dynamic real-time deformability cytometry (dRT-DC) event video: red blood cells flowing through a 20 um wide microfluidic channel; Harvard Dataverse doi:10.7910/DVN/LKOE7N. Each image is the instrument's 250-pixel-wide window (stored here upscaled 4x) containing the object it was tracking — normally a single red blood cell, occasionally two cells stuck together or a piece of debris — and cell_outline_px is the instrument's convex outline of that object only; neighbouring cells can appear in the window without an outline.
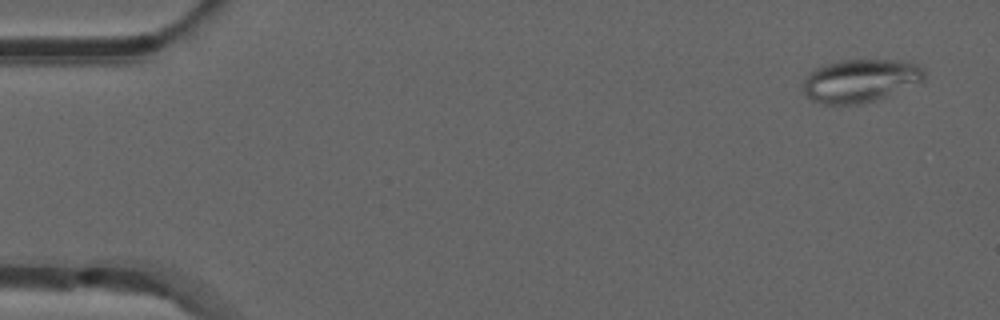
{"species": "common noctule bat (a hibernating species)", "species_latin": "Nyctalus noctula", "temperature_condition": "room temperature", "stored_images_in_passage": 3, "camera_frame_rate_fps": 3000, "um_per_image_px": 0.085, "animal": {"sex": "male", "forearm_length_mm": 52.5}, "frame": {"image": 1, "passage_image": 1, "time_ms": 0.0, "image_size_px": [1000, 320], "cell_outline_px": [[924, 76], [920, 80], [876, 100], [856, 104], [820, 104], [812, 100], [804, 92], [804, 76], [816, 68], [840, 60], [896, 60], [916, 64], [924, 68]], "centroid_in_image_um": [73.05, 6.85], "position_along_channel_um": 11.9, "area_um2": 29.71}}